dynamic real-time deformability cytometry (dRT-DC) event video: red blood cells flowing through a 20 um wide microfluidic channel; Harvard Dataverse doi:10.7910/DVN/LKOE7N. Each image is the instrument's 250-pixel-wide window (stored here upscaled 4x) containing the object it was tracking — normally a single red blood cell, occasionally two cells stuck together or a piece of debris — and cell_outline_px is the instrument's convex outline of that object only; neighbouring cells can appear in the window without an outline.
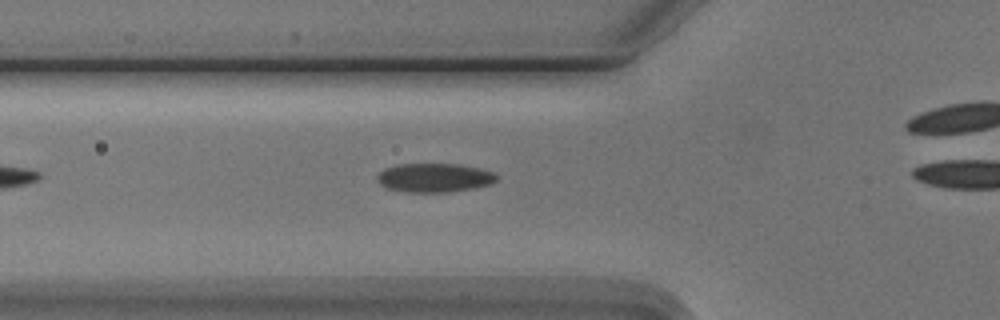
{"species": "Egyptian fruit bat (a non-hibernating species)", "species_latin": "Rousettus aegyptiacus", "temperature_condition": "cold", "stored_images_in_passage": 5, "camera_frame_rate_fps": 3000, "um_per_image_px": 0.085, "animal": {"sex": "male"}, "frame": {"image": 1, "passage_image": 4, "time_ms": 3.667, "image_size_px": [1000, 320], "cell_outline_px": [[500, 176], [492, 184], [476, 188], [448, 192], [408, 192], [388, 188], [380, 184], [376, 180], [376, 176], [384, 168], [396, 164], [460, 164], [480, 168], [492, 172]], "centroid_in_image_um": [36.94, 15.1], "position_along_channel_um": 88.9, "area_um2": 20.35}}